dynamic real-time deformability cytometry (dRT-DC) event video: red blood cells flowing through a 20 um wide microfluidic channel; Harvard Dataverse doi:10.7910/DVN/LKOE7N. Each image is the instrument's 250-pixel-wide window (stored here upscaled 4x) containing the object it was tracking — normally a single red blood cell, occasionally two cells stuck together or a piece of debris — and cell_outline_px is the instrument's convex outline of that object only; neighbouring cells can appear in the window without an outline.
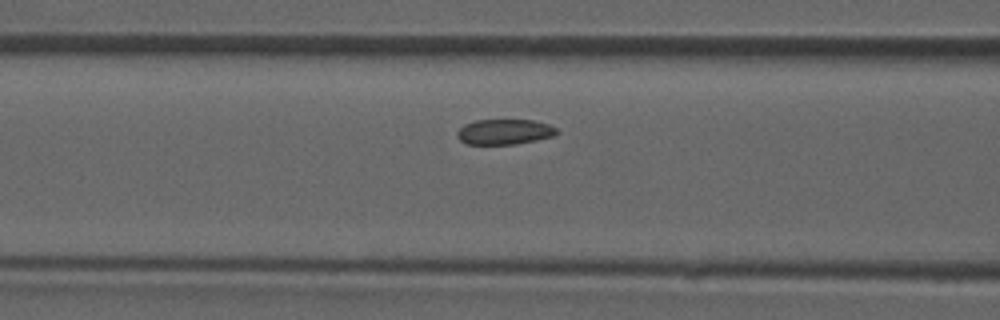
{"species": "common noctule bat (a hibernating species)", "species_latin": "Nyctalus noctula", "temperature_condition": "room temperature", "stored_images_in_passage": 41, "camera_frame_rate_fps": 3000, "um_per_image_px": 0.085, "animal": {"sex": "male", "forearm_length_mm": 52.5}, "frame": {"image": 1, "passage_image": 12, "time_ms": 3.667, "image_size_px": [1000, 320], "cell_outline_px": [[556, 132], [552, 136], [536, 140], [516, 144], [464, 144], [456, 136], [456, 132], [464, 124], [476, 120], [532, 120], [548, 124], [556, 128]], "centroid_in_image_um": [42.82, 11.21], "position_along_channel_um": 123.8, "area_um2": 14.62}}